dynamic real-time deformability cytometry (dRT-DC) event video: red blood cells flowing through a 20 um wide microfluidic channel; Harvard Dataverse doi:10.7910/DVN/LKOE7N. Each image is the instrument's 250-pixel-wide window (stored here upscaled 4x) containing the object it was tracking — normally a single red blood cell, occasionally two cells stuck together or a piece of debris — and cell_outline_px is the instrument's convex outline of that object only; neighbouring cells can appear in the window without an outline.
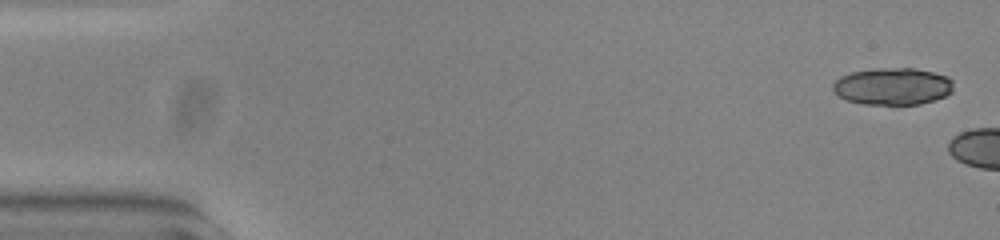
{"species": "common noctule bat (a hibernating species)", "species_latin": "Nyctalus noctula", "temperature_condition": "warm", "stored_images_in_passage": 4, "camera_frame_rate_fps": 3000, "um_per_image_px": 0.085, "animal": {"sex": "female", "body_mass_g": 23.0, "forearm_length_mm": 53.4}, "frame": {"image": 1, "passage_image": 1, "time_ms": 0.0, "image_size_px": [1000, 240], "cell_outline_px": [[948, 80], [944, 92], [940, 96], [928, 100], [916, 100], [864, 72], [924, 72], [940, 76]], "centroid_in_image_um": [77.68, 7.11], "position_along_channel_um": 7.3, "area_um2": 10.4}}